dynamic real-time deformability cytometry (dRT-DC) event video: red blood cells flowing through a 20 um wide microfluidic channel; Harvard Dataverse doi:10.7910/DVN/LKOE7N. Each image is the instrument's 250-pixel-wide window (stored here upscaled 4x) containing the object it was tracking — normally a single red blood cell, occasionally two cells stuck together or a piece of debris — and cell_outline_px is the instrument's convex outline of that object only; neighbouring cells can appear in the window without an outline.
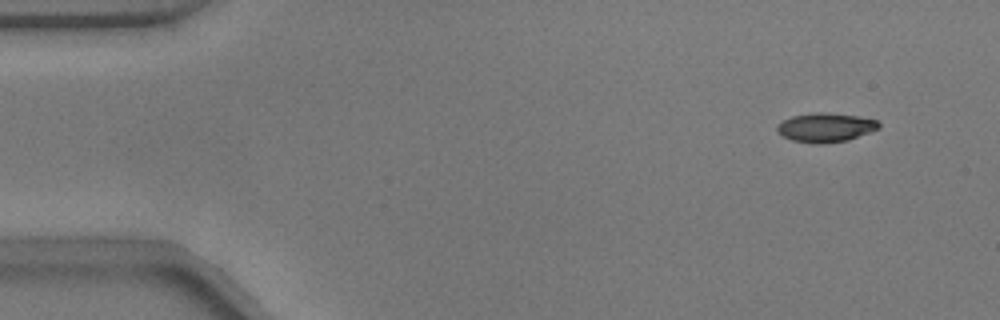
{"species": "common noctule bat (a hibernating species)", "species_latin": "Nyctalus noctula", "temperature_condition": "warm", "stored_images_in_passage": 54, "camera_frame_rate_fps": 3000, "um_per_image_px": 0.085, "animal": {"sex": "male", "body_mass_g": 17.9}, "frame": {"image": 1, "passage_image": 5, "time_ms": 1.333, "image_size_px": [1000, 320], "cell_outline_px": [[880, 128], [848, 140], [820, 144], [812, 144], [792, 140], [776, 132], [776, 124], [792, 116], [816, 112], [824, 112], [856, 116], [876, 120], [880, 124]], "centroid_in_image_um": [70.14, 10.84], "position_along_channel_um": 14.9, "area_um2": 17.22}}
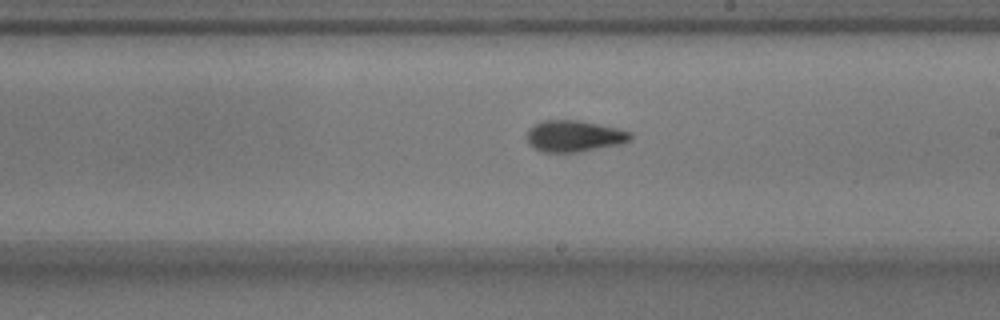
{"frame": {"image": 2, "passage_image": 31, "time_ms": 10.0, "image_size_px": [1000, 320], "cell_outline_px": [[632, 140], [624, 144], [580, 152], [544, 152], [528, 144], [528, 128], [532, 124], [544, 120], [580, 120], [616, 128], [632, 132]], "centroid_in_image_um": [48.84, 11.57], "position_along_channel_um": 240.2, "area_um2": 19.19}}
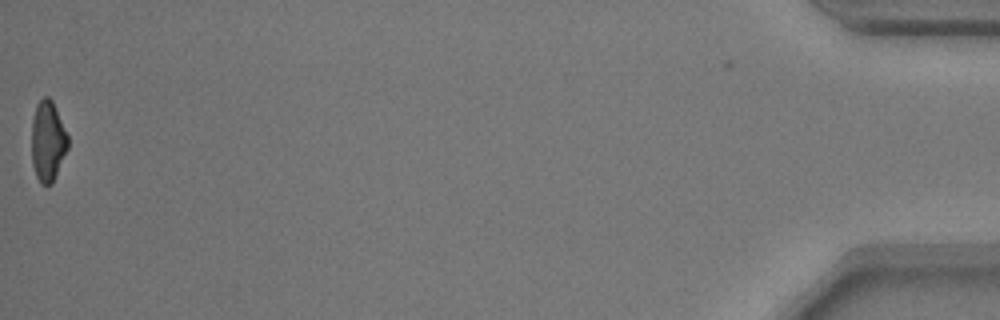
{"frame": {"image": 3, "passage_image": 54, "time_ms": 17.667, "image_size_px": [1000, 320], "cell_outline_px": [[68, 148], [52, 184], [40, 184], [36, 176], [32, 164], [32, 120], [36, 104], [44, 96], [48, 96], [52, 100], [68, 136]], "centroid_in_image_um": [4.05, 12.0], "position_along_channel_um": 431.1, "area_um2": 16.99}, "authors_computed_cell_mechanics": {"area_um2": 18.0625, "velocity_mm_per_s": 3.7861, "shape_relaxation_time_tau1_ms": 3.8904, "shape_relaxation_time_tau2_ms": 2.1975, "deformation_change_tau1": 0.1695, "deformation_change_tau2": 0.0957}}